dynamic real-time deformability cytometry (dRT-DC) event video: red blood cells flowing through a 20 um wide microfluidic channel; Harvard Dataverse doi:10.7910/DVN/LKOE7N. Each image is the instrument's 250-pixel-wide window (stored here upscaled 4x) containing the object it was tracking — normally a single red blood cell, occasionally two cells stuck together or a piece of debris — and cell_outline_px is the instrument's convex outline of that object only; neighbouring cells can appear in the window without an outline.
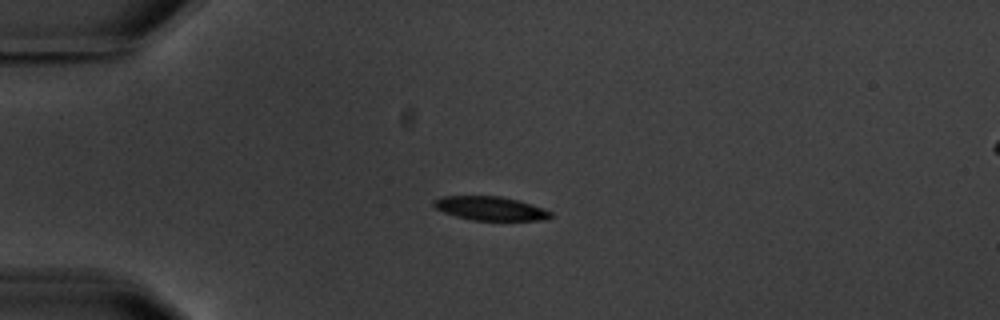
{"species": "common noctule bat (a hibernating species)", "species_latin": "Nyctalus noctula", "temperature_condition": "warm", "stored_images_in_passage": 5, "camera_frame_rate_fps": 3000, "um_per_image_px": 0.085, "animal": {"sex": "male", "body_mass_g": 20.1, "forearm_length_mm": 53.5}, "frame": {"image": 1, "passage_image": 3, "time_ms": 2.333, "image_size_px": [1000, 320], "cell_outline_px": [[552, 216], [544, 220], [472, 220], [456, 216], [444, 212], [436, 208], [432, 204], [432, 200], [440, 196], [500, 196], [516, 200], [552, 212]], "centroid_in_image_um": [41.61, 17.71], "position_along_channel_um": 43.4, "area_um2": 16.01}}